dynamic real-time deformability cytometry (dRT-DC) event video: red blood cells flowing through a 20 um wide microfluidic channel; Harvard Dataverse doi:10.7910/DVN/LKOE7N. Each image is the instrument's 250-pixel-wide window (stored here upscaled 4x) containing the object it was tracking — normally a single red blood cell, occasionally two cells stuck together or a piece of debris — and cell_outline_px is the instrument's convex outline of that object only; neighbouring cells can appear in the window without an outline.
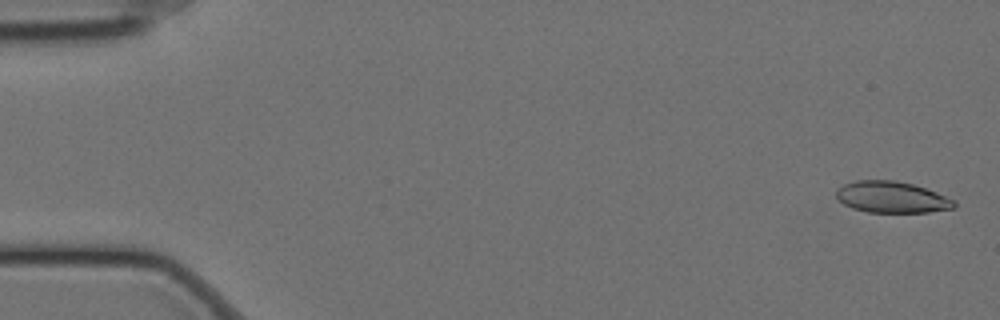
{"species": "Egyptian fruit bat (a non-hibernating species)", "species_latin": "Rousettus aegyptiacus", "temperature_condition": "cold", "stored_images_in_passage": 59, "camera_frame_rate_fps": 3000, "um_per_image_px": 0.085, "animal": {"sex": "female"}, "frame": {"image": 1, "passage_image": 2, "time_ms": 0.333, "image_size_px": [1000, 320], "cell_outline_px": [[956, 208], [928, 212], [868, 212], [852, 208], [844, 204], [836, 196], [836, 188], [844, 184], [856, 180], [896, 180], [912, 184], [936, 192], [956, 200]], "centroid_in_image_um": [75.81, 16.75], "position_along_channel_um": 9.2, "area_um2": 21.62}}
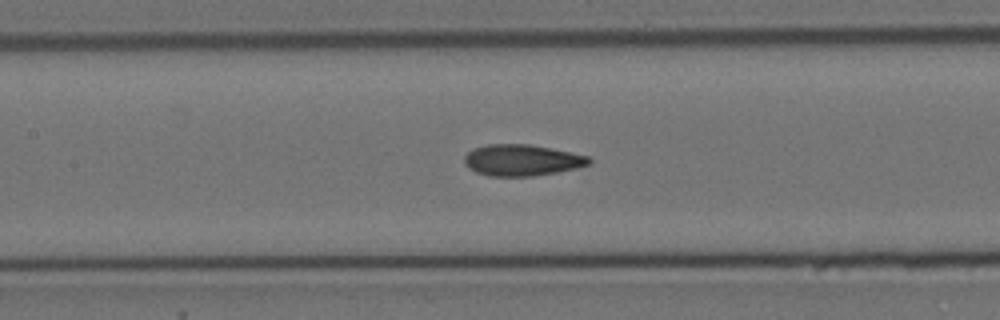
{"frame": {"image": 2, "passage_image": 27, "time_ms": 8.667, "image_size_px": [1000, 320], "cell_outline_px": [[592, 164], [576, 168], [556, 172], [532, 176], [488, 176], [476, 172], [468, 168], [464, 164], [464, 156], [472, 148], [488, 144], [528, 144], [588, 156], [592, 160]], "centroid_in_image_um": [44.32, 13.62], "position_along_channel_um": 163.1, "area_um2": 22.72}}
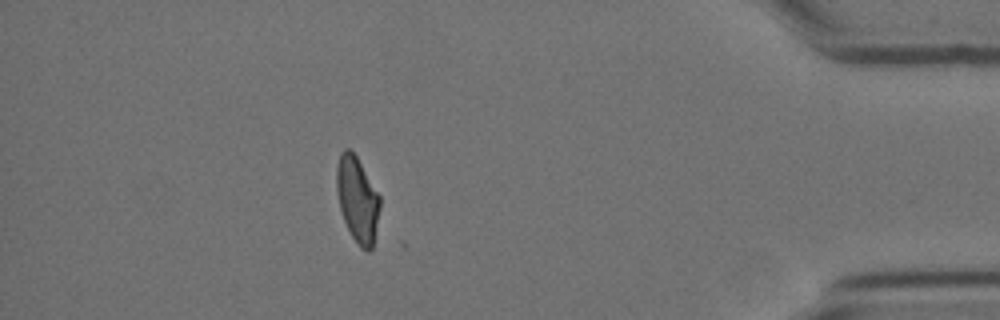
{"frame": {"image": 3, "passage_image": 52, "time_ms": 17.0, "image_size_px": [1000, 320], "cell_outline_px": [[380, 208], [372, 248], [368, 252], [360, 248], [352, 236], [344, 220], [340, 208], [336, 188], [336, 164], [340, 152], [344, 148], [348, 148], [356, 156], [380, 196]], "centroid_in_image_um": [30.36, 16.94], "position_along_channel_um": 404.8, "area_um2": 21.44}}